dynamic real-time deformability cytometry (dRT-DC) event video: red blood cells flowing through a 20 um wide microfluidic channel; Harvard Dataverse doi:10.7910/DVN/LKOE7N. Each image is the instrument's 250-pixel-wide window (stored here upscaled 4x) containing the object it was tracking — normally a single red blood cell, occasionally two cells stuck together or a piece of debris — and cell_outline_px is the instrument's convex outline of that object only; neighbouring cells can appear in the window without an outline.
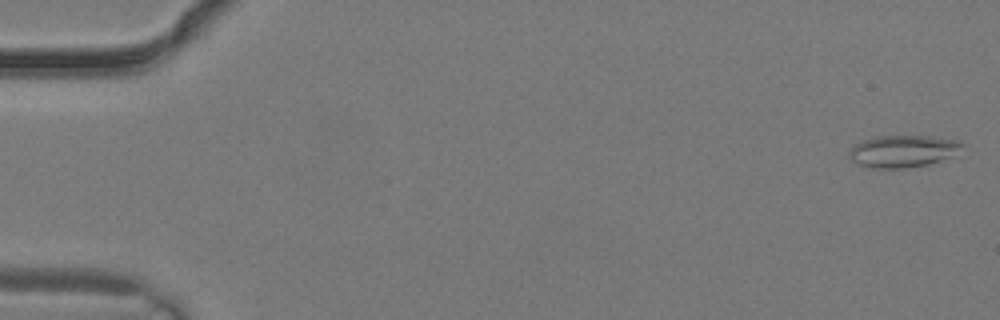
{"species": "common noctule bat (a hibernating species)", "species_latin": "Nyctalus noctula", "temperature_condition": "warm", "stored_images_in_passage": 5, "camera_frame_rate_fps": 3000, "um_per_image_px": 0.085, "animal": {"sex": "male", "body_mass_g": 19.2, "forearm_length_mm": 51.8}, "frame": {"image": 1, "passage_image": 1, "time_ms": 0.0, "image_size_px": [1000, 320], "cell_outline_px": [[968, 144], [948, 156], [940, 160], [928, 164], [904, 168], [872, 168], [860, 164], [852, 160], [848, 152], [852, 144], [872, 136], [928, 136], [960, 140]], "centroid_in_image_um": [76.71, 12.83], "position_along_channel_um": 8.3, "area_um2": 21.1}}